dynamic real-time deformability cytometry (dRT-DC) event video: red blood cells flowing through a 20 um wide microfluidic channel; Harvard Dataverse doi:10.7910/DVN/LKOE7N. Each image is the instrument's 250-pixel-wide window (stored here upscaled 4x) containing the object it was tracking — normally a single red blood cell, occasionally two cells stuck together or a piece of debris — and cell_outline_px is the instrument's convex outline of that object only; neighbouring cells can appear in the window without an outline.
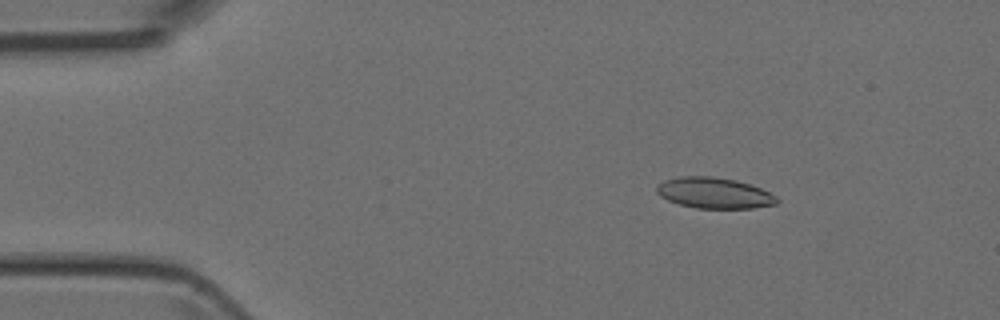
{"species": "Egyptian fruit bat (a non-hibernating species)", "species_latin": "Rousettus aegyptiacus", "temperature_condition": "room temperature", "stored_images_in_passage": 49, "camera_frame_rate_fps": 3000, "um_per_image_px": 0.085, "animal": {"sex": "female"}, "frame": {"image": 1, "passage_image": 7, "time_ms": 2.0, "image_size_px": [1000, 320], "cell_outline_px": [[780, 200], [776, 204], [752, 208], [696, 208], [680, 204], [668, 200], [660, 196], [656, 192], [656, 188], [664, 180], [680, 176], [712, 176], [736, 180], [760, 188], [776, 196]], "centroid_in_image_um": [60.7, 16.4], "position_along_channel_um": 24.3, "area_um2": 21.5}}
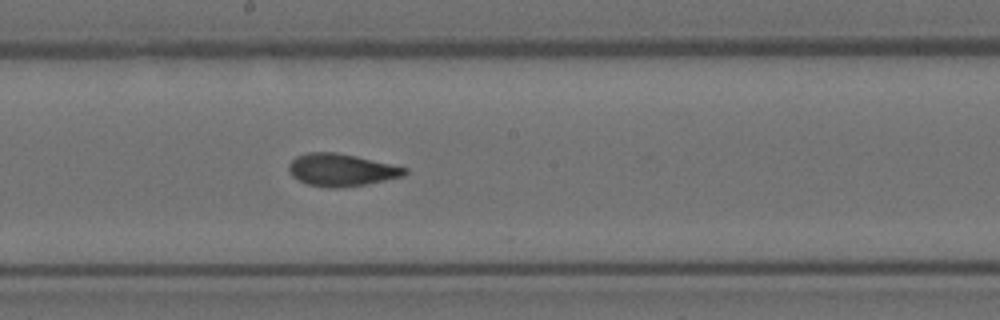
{"frame": {"image": 2, "passage_image": 26, "time_ms": 8.333, "image_size_px": [1000, 320], "cell_outline_px": [[408, 172], [404, 176], [364, 184], [340, 188], [328, 188], [308, 184], [292, 176], [288, 172], [288, 164], [296, 156], [308, 152], [336, 152], [356, 156], [408, 168]], "centroid_in_image_um": [28.99, 14.44], "position_along_channel_um": 219.2, "area_um2": 21.85}}
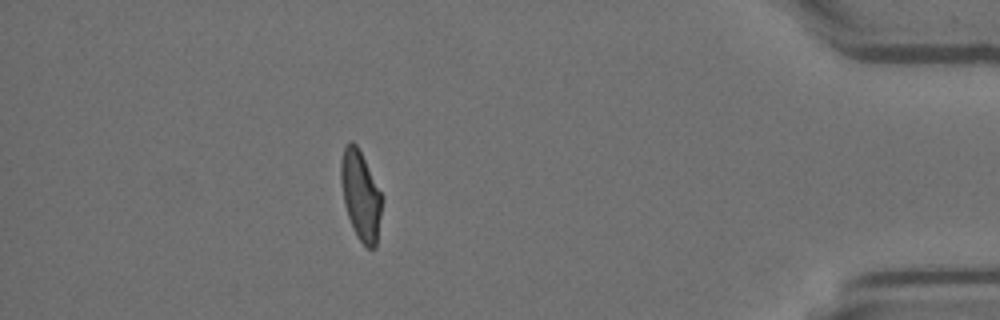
{"frame": {"image": 3, "passage_image": 43, "time_ms": 14.0, "image_size_px": [1000, 320], "cell_outline_px": [[384, 196], [376, 248], [368, 248], [356, 236], [348, 216], [344, 204], [340, 180], [340, 160], [344, 148], [348, 140], [352, 140], [356, 144]], "centroid_in_image_um": [30.66, 16.6], "position_along_channel_um": 404.5, "area_um2": 21.68}}